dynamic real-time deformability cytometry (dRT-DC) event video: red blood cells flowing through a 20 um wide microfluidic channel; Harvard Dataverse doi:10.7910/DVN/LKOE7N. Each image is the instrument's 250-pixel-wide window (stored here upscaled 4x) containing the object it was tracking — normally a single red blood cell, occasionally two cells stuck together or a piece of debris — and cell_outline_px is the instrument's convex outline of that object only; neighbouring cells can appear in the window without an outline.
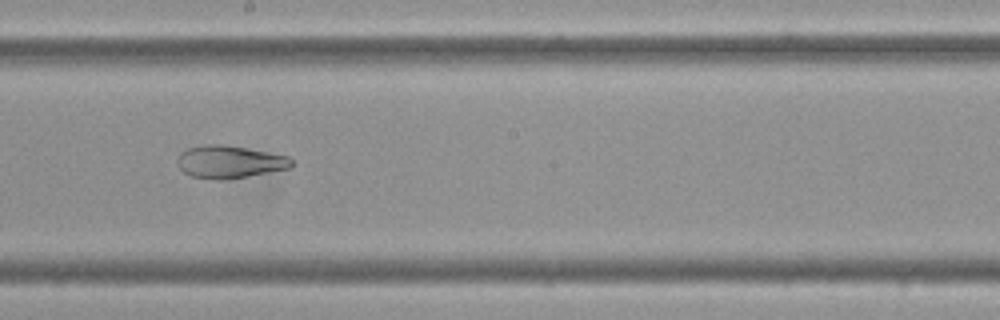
{"species": "Egyptian fruit bat (a non-hibernating species)", "species_latin": "Rousettus aegyptiacus", "temperature_condition": "cold", "stored_images_in_passage": 32, "camera_frame_rate_fps": 3000, "um_per_image_px": 0.085, "frame": {"image": 1, "passage_image": 14, "time_ms": 4.333, "image_size_px": [1000, 320], "cell_outline_px": [[292, 164], [288, 168], [248, 176], [220, 180], [192, 176], [184, 172], [176, 164], [176, 160], [180, 152], [188, 148], [200, 144], [220, 144], [244, 148], [288, 156], [292, 160]], "centroid_in_image_um": [19.44, 13.75], "position_along_channel_um": 228.8, "area_um2": 21.44}}